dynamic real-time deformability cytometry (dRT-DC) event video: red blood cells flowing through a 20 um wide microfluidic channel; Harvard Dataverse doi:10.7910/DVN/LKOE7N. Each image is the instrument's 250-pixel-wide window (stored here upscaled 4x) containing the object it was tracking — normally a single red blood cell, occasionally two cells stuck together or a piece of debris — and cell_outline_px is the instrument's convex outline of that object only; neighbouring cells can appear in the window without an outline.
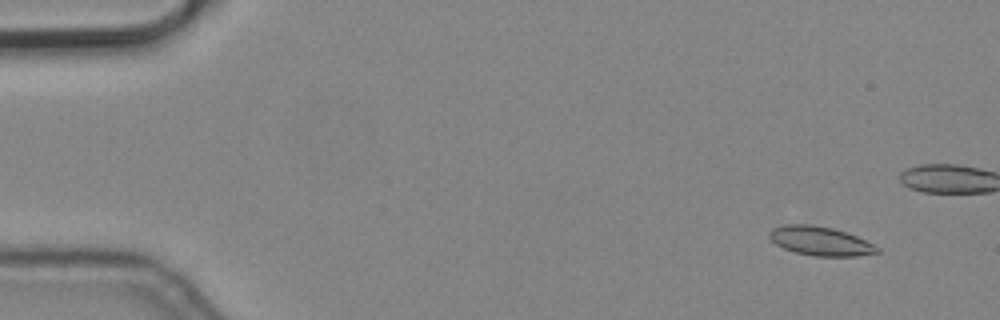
{"species": "common noctule bat (a hibernating species)", "species_latin": "Nyctalus noctula", "temperature_condition": "cold", "stored_images_in_passage": 9, "camera_frame_rate_fps": 3000, "um_per_image_px": 0.085, "animal": {"sex": "male", "body_mass_g": 19.2, "forearm_length_mm": 51.8}, "frame": {"image": 1, "passage_image": 2, "time_ms": 0.333, "image_size_px": [1000, 320], "cell_outline_px": [[880, 252], [860, 256], [816, 256], [796, 252], [784, 248], [776, 244], [768, 236], [768, 232], [772, 228], [784, 224], [812, 224], [832, 228], [856, 236], [880, 248]], "centroid_in_image_um": [69.71, 20.48], "position_along_channel_um": 15.3, "area_um2": 18.15}}
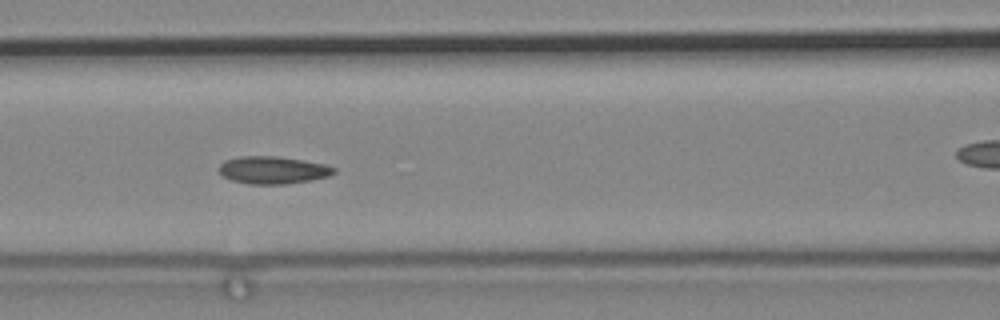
{"frame": {"image": 2, "passage_image": 8, "time_ms": 2.333, "image_size_px": [1000, 320], "cell_outline_px": [[336, 172], [328, 176], [312, 180], [284, 184], [248, 184], [232, 180], [224, 176], [220, 172], [220, 164], [224, 160], [240, 156], [276, 156], [304, 160], [324, 164], [336, 168]], "centroid_in_image_um": [23.21, 14.45], "position_along_channel_um": 143.4, "area_um2": 18.38}}